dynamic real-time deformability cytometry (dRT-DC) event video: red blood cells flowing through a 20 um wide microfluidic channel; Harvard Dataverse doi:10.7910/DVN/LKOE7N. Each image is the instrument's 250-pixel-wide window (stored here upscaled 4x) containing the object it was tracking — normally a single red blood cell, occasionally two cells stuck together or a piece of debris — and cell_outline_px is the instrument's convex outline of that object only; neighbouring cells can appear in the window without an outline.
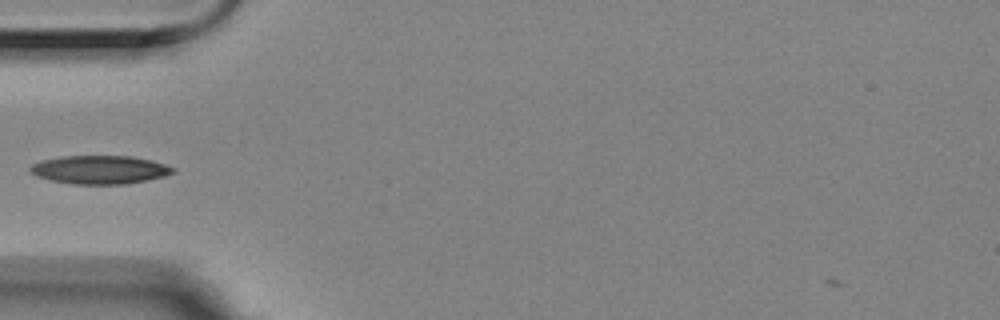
{"species": "Egyptian fruit bat (a non-hibernating species)", "species_latin": "Rousettus aegyptiacus", "temperature_condition": "room temperature", "stored_images_in_passage": 1, "camera_frame_rate_fps": 3000, "um_per_image_px": 0.085, "animal": {"sex": "female"}, "frame": {"image": 1, "passage_image": 1, "time_ms": 0.0, "image_size_px": [1000, 320], "cell_outline_px": [[176, 172], [164, 176], [148, 180], [124, 184], [72, 184], [48, 180], [36, 176], [28, 168], [32, 164], [40, 160], [60, 156], [132, 156], [152, 160], [176, 168]], "centroid_in_image_um": [8.47, 14.42], "position_along_channel_um": 76.5, "area_um2": 23.87}}